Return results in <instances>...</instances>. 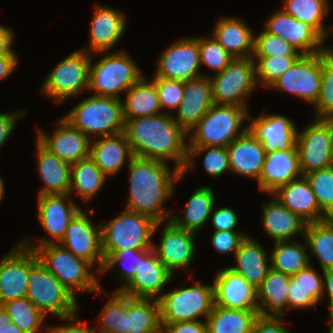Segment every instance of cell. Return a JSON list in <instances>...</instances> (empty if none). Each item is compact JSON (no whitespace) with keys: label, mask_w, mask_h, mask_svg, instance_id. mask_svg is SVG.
Wrapping results in <instances>:
<instances>
[{"label":"cell","mask_w":333,"mask_h":333,"mask_svg":"<svg viewBox=\"0 0 333 333\" xmlns=\"http://www.w3.org/2000/svg\"><path fill=\"white\" fill-rule=\"evenodd\" d=\"M129 192L126 208L149 216L157 222L170 220V210L165 202L174 195L175 182L182 179L179 169L169 168V163L133 156L127 164Z\"/></svg>","instance_id":"6da1fadb"},{"label":"cell","mask_w":333,"mask_h":333,"mask_svg":"<svg viewBox=\"0 0 333 333\" xmlns=\"http://www.w3.org/2000/svg\"><path fill=\"white\" fill-rule=\"evenodd\" d=\"M124 133L133 156L169 163L183 171L188 157V134L175 122L173 115L163 113L151 117L125 120Z\"/></svg>","instance_id":"7a4b0ae2"},{"label":"cell","mask_w":333,"mask_h":333,"mask_svg":"<svg viewBox=\"0 0 333 333\" xmlns=\"http://www.w3.org/2000/svg\"><path fill=\"white\" fill-rule=\"evenodd\" d=\"M99 224H101L102 252L106 260L112 253L126 249H153L152 236L163 222L125 209L112 220Z\"/></svg>","instance_id":"3957f363"},{"label":"cell","mask_w":333,"mask_h":333,"mask_svg":"<svg viewBox=\"0 0 333 333\" xmlns=\"http://www.w3.org/2000/svg\"><path fill=\"white\" fill-rule=\"evenodd\" d=\"M63 118L92 139L124 132L122 99L91 95L81 100ZM92 135V136H91Z\"/></svg>","instance_id":"277c9868"},{"label":"cell","mask_w":333,"mask_h":333,"mask_svg":"<svg viewBox=\"0 0 333 333\" xmlns=\"http://www.w3.org/2000/svg\"><path fill=\"white\" fill-rule=\"evenodd\" d=\"M105 55L92 63L95 55ZM144 74L126 51L116 53L97 52L91 54L88 91L93 95L122 99L119 93H125L137 83Z\"/></svg>","instance_id":"5b68a950"},{"label":"cell","mask_w":333,"mask_h":333,"mask_svg":"<svg viewBox=\"0 0 333 333\" xmlns=\"http://www.w3.org/2000/svg\"><path fill=\"white\" fill-rule=\"evenodd\" d=\"M34 250L40 263L76 298V292L79 291L97 294L104 292L98 278L91 271L93 266L86 260L73 255L59 243L45 244Z\"/></svg>","instance_id":"8992f818"},{"label":"cell","mask_w":333,"mask_h":333,"mask_svg":"<svg viewBox=\"0 0 333 333\" xmlns=\"http://www.w3.org/2000/svg\"><path fill=\"white\" fill-rule=\"evenodd\" d=\"M248 115V108L213 104L189 132L188 145L227 147L247 131L243 125Z\"/></svg>","instance_id":"52a82bcc"},{"label":"cell","mask_w":333,"mask_h":333,"mask_svg":"<svg viewBox=\"0 0 333 333\" xmlns=\"http://www.w3.org/2000/svg\"><path fill=\"white\" fill-rule=\"evenodd\" d=\"M195 281L193 286L176 288L160 295L161 323L200 321L206 318L214 306V286Z\"/></svg>","instance_id":"ba28073f"},{"label":"cell","mask_w":333,"mask_h":333,"mask_svg":"<svg viewBox=\"0 0 333 333\" xmlns=\"http://www.w3.org/2000/svg\"><path fill=\"white\" fill-rule=\"evenodd\" d=\"M27 298L45 315L63 318L78 313L76 298L38 260L28 273Z\"/></svg>","instance_id":"9c48e42d"},{"label":"cell","mask_w":333,"mask_h":333,"mask_svg":"<svg viewBox=\"0 0 333 333\" xmlns=\"http://www.w3.org/2000/svg\"><path fill=\"white\" fill-rule=\"evenodd\" d=\"M214 104L247 108V97L257 89L256 67L252 57L234 58L221 72L209 76Z\"/></svg>","instance_id":"30bf717a"},{"label":"cell","mask_w":333,"mask_h":333,"mask_svg":"<svg viewBox=\"0 0 333 333\" xmlns=\"http://www.w3.org/2000/svg\"><path fill=\"white\" fill-rule=\"evenodd\" d=\"M90 62L91 54L84 50L70 53L46 75L41 92L61 104L64 100L76 97L83 90L87 91Z\"/></svg>","instance_id":"8fae6325"},{"label":"cell","mask_w":333,"mask_h":333,"mask_svg":"<svg viewBox=\"0 0 333 333\" xmlns=\"http://www.w3.org/2000/svg\"><path fill=\"white\" fill-rule=\"evenodd\" d=\"M333 119L315 118L303 131L297 130L296 145L302 175L333 165Z\"/></svg>","instance_id":"7c38bea8"},{"label":"cell","mask_w":333,"mask_h":333,"mask_svg":"<svg viewBox=\"0 0 333 333\" xmlns=\"http://www.w3.org/2000/svg\"><path fill=\"white\" fill-rule=\"evenodd\" d=\"M37 199L39 222L50 237L39 239L37 244L30 243L28 239L20 241L31 249L45 244L59 243L64 237L71 220L82 209L73 201L69 193L39 195Z\"/></svg>","instance_id":"4fadbf2b"},{"label":"cell","mask_w":333,"mask_h":333,"mask_svg":"<svg viewBox=\"0 0 333 333\" xmlns=\"http://www.w3.org/2000/svg\"><path fill=\"white\" fill-rule=\"evenodd\" d=\"M268 88L287 92L314 105L321 89V52L302 54Z\"/></svg>","instance_id":"5bb4252c"},{"label":"cell","mask_w":333,"mask_h":333,"mask_svg":"<svg viewBox=\"0 0 333 333\" xmlns=\"http://www.w3.org/2000/svg\"><path fill=\"white\" fill-rule=\"evenodd\" d=\"M88 214L93 215L94 209L86 212L81 209L74 216L59 244L76 257L89 262L93 267L96 265L98 269L96 273L99 275L105 262L102 252L101 224L94 226Z\"/></svg>","instance_id":"9a60e30c"},{"label":"cell","mask_w":333,"mask_h":333,"mask_svg":"<svg viewBox=\"0 0 333 333\" xmlns=\"http://www.w3.org/2000/svg\"><path fill=\"white\" fill-rule=\"evenodd\" d=\"M38 261L34 249L21 242L0 259V306L27 296L29 269Z\"/></svg>","instance_id":"2e32d148"},{"label":"cell","mask_w":333,"mask_h":333,"mask_svg":"<svg viewBox=\"0 0 333 333\" xmlns=\"http://www.w3.org/2000/svg\"><path fill=\"white\" fill-rule=\"evenodd\" d=\"M155 76L187 81L201 76L198 37H187L171 43L157 61Z\"/></svg>","instance_id":"e0dca14e"},{"label":"cell","mask_w":333,"mask_h":333,"mask_svg":"<svg viewBox=\"0 0 333 333\" xmlns=\"http://www.w3.org/2000/svg\"><path fill=\"white\" fill-rule=\"evenodd\" d=\"M264 27L266 32L279 36L301 54L326 51L325 38L314 27L297 20L282 9L272 13L264 22Z\"/></svg>","instance_id":"ac0fdd59"},{"label":"cell","mask_w":333,"mask_h":333,"mask_svg":"<svg viewBox=\"0 0 333 333\" xmlns=\"http://www.w3.org/2000/svg\"><path fill=\"white\" fill-rule=\"evenodd\" d=\"M174 275L151 250H140V267L131 280L119 291L133 298L159 299L166 284Z\"/></svg>","instance_id":"d6986e66"},{"label":"cell","mask_w":333,"mask_h":333,"mask_svg":"<svg viewBox=\"0 0 333 333\" xmlns=\"http://www.w3.org/2000/svg\"><path fill=\"white\" fill-rule=\"evenodd\" d=\"M167 223V224H166ZM160 235V243L153 245L158 259L174 275L178 269H186L196 255V233L177 227L167 220Z\"/></svg>","instance_id":"ffe728a7"},{"label":"cell","mask_w":333,"mask_h":333,"mask_svg":"<svg viewBox=\"0 0 333 333\" xmlns=\"http://www.w3.org/2000/svg\"><path fill=\"white\" fill-rule=\"evenodd\" d=\"M55 125L52 135L37 129L35 138L51 153L69 164L89 157L91 138L74 128L63 117Z\"/></svg>","instance_id":"44dd1931"},{"label":"cell","mask_w":333,"mask_h":333,"mask_svg":"<svg viewBox=\"0 0 333 333\" xmlns=\"http://www.w3.org/2000/svg\"><path fill=\"white\" fill-rule=\"evenodd\" d=\"M248 120L251 122L247 130L263 144L266 153L292 149L296 145L298 128L290 118L262 112L256 118L248 115Z\"/></svg>","instance_id":"7402d4cb"},{"label":"cell","mask_w":333,"mask_h":333,"mask_svg":"<svg viewBox=\"0 0 333 333\" xmlns=\"http://www.w3.org/2000/svg\"><path fill=\"white\" fill-rule=\"evenodd\" d=\"M126 16L114 7L95 4L90 25L88 46L81 49L90 54L107 52L122 38L126 30Z\"/></svg>","instance_id":"603a6c76"},{"label":"cell","mask_w":333,"mask_h":333,"mask_svg":"<svg viewBox=\"0 0 333 333\" xmlns=\"http://www.w3.org/2000/svg\"><path fill=\"white\" fill-rule=\"evenodd\" d=\"M213 104L209 76L187 80L184 82L183 98L176 110L177 115L173 119L189 134Z\"/></svg>","instance_id":"cb8c5ba5"},{"label":"cell","mask_w":333,"mask_h":333,"mask_svg":"<svg viewBox=\"0 0 333 333\" xmlns=\"http://www.w3.org/2000/svg\"><path fill=\"white\" fill-rule=\"evenodd\" d=\"M215 275L214 304L240 310H258L257 289L228 266Z\"/></svg>","instance_id":"d4e9b609"},{"label":"cell","mask_w":333,"mask_h":333,"mask_svg":"<svg viewBox=\"0 0 333 333\" xmlns=\"http://www.w3.org/2000/svg\"><path fill=\"white\" fill-rule=\"evenodd\" d=\"M301 176L299 152L295 145L292 149L266 153L257 183L261 192L271 195L279 187Z\"/></svg>","instance_id":"484cf974"},{"label":"cell","mask_w":333,"mask_h":333,"mask_svg":"<svg viewBox=\"0 0 333 333\" xmlns=\"http://www.w3.org/2000/svg\"><path fill=\"white\" fill-rule=\"evenodd\" d=\"M271 196H275L307 224L327 219V216L320 210L316 196L305 175L279 187Z\"/></svg>","instance_id":"4316f807"},{"label":"cell","mask_w":333,"mask_h":333,"mask_svg":"<svg viewBox=\"0 0 333 333\" xmlns=\"http://www.w3.org/2000/svg\"><path fill=\"white\" fill-rule=\"evenodd\" d=\"M261 207L262 228L274 243L294 240L296 235L304 237L307 223L286 208L275 196L267 203H262Z\"/></svg>","instance_id":"83f0119b"},{"label":"cell","mask_w":333,"mask_h":333,"mask_svg":"<svg viewBox=\"0 0 333 333\" xmlns=\"http://www.w3.org/2000/svg\"><path fill=\"white\" fill-rule=\"evenodd\" d=\"M227 149L230 172L258 181L266 155L263 144L247 130L234 139Z\"/></svg>","instance_id":"f1b7e54d"},{"label":"cell","mask_w":333,"mask_h":333,"mask_svg":"<svg viewBox=\"0 0 333 333\" xmlns=\"http://www.w3.org/2000/svg\"><path fill=\"white\" fill-rule=\"evenodd\" d=\"M89 157L108 177L122 169L133 158L124 132L91 140ZM127 160V161H126Z\"/></svg>","instance_id":"f546056e"},{"label":"cell","mask_w":333,"mask_h":333,"mask_svg":"<svg viewBox=\"0 0 333 333\" xmlns=\"http://www.w3.org/2000/svg\"><path fill=\"white\" fill-rule=\"evenodd\" d=\"M268 256L265 247L247 235L234 255L236 265L229 268L258 289L271 269V258Z\"/></svg>","instance_id":"4dcf8cb0"},{"label":"cell","mask_w":333,"mask_h":333,"mask_svg":"<svg viewBox=\"0 0 333 333\" xmlns=\"http://www.w3.org/2000/svg\"><path fill=\"white\" fill-rule=\"evenodd\" d=\"M254 34L244 20L231 16L219 18L212 32V36L234 58L253 56Z\"/></svg>","instance_id":"1f68e13d"},{"label":"cell","mask_w":333,"mask_h":333,"mask_svg":"<svg viewBox=\"0 0 333 333\" xmlns=\"http://www.w3.org/2000/svg\"><path fill=\"white\" fill-rule=\"evenodd\" d=\"M38 173L44 186L39 195L69 193L71 164L61 160L36 140Z\"/></svg>","instance_id":"d6a6232c"},{"label":"cell","mask_w":333,"mask_h":333,"mask_svg":"<svg viewBox=\"0 0 333 333\" xmlns=\"http://www.w3.org/2000/svg\"><path fill=\"white\" fill-rule=\"evenodd\" d=\"M291 276L273 270L268 271L257 289L258 314L284 317L288 311V288Z\"/></svg>","instance_id":"836d02e7"},{"label":"cell","mask_w":333,"mask_h":333,"mask_svg":"<svg viewBox=\"0 0 333 333\" xmlns=\"http://www.w3.org/2000/svg\"><path fill=\"white\" fill-rule=\"evenodd\" d=\"M215 192L210 186H200L188 198L182 211V217L171 215L170 220L184 230L198 233L202 226L210 220V216L215 207Z\"/></svg>","instance_id":"e575fe53"},{"label":"cell","mask_w":333,"mask_h":333,"mask_svg":"<svg viewBox=\"0 0 333 333\" xmlns=\"http://www.w3.org/2000/svg\"><path fill=\"white\" fill-rule=\"evenodd\" d=\"M125 93V99L122 100L124 120L151 117L163 113L157 89L154 83L145 76Z\"/></svg>","instance_id":"d590c367"},{"label":"cell","mask_w":333,"mask_h":333,"mask_svg":"<svg viewBox=\"0 0 333 333\" xmlns=\"http://www.w3.org/2000/svg\"><path fill=\"white\" fill-rule=\"evenodd\" d=\"M160 306L157 299L126 295V333H159Z\"/></svg>","instance_id":"8d00e7d4"},{"label":"cell","mask_w":333,"mask_h":333,"mask_svg":"<svg viewBox=\"0 0 333 333\" xmlns=\"http://www.w3.org/2000/svg\"><path fill=\"white\" fill-rule=\"evenodd\" d=\"M107 176L87 157L71 164L69 194L72 196L74 191L84 202L91 201L94 196L103 188Z\"/></svg>","instance_id":"74e56055"},{"label":"cell","mask_w":333,"mask_h":333,"mask_svg":"<svg viewBox=\"0 0 333 333\" xmlns=\"http://www.w3.org/2000/svg\"><path fill=\"white\" fill-rule=\"evenodd\" d=\"M258 310H240L218 305L206 318L207 333H251Z\"/></svg>","instance_id":"f35d334b"},{"label":"cell","mask_w":333,"mask_h":333,"mask_svg":"<svg viewBox=\"0 0 333 333\" xmlns=\"http://www.w3.org/2000/svg\"><path fill=\"white\" fill-rule=\"evenodd\" d=\"M296 240L275 242L271 248V268L289 276H293L300 270L307 268L311 263L307 254V243Z\"/></svg>","instance_id":"ab89813d"},{"label":"cell","mask_w":333,"mask_h":333,"mask_svg":"<svg viewBox=\"0 0 333 333\" xmlns=\"http://www.w3.org/2000/svg\"><path fill=\"white\" fill-rule=\"evenodd\" d=\"M328 0H283L282 10L301 22L314 27L325 39L333 32V24L323 23L329 10ZM330 31V32H329Z\"/></svg>","instance_id":"60d3db41"},{"label":"cell","mask_w":333,"mask_h":333,"mask_svg":"<svg viewBox=\"0 0 333 333\" xmlns=\"http://www.w3.org/2000/svg\"><path fill=\"white\" fill-rule=\"evenodd\" d=\"M304 239L310 255L317 257L322 270L333 268V225L326 219L309 223Z\"/></svg>","instance_id":"b9f144b4"},{"label":"cell","mask_w":333,"mask_h":333,"mask_svg":"<svg viewBox=\"0 0 333 333\" xmlns=\"http://www.w3.org/2000/svg\"><path fill=\"white\" fill-rule=\"evenodd\" d=\"M12 323L16 324L24 333H38L46 315L40 311L27 297L9 300L1 305Z\"/></svg>","instance_id":"7bdbcfd3"},{"label":"cell","mask_w":333,"mask_h":333,"mask_svg":"<svg viewBox=\"0 0 333 333\" xmlns=\"http://www.w3.org/2000/svg\"><path fill=\"white\" fill-rule=\"evenodd\" d=\"M205 153L203 159V168L209 176L218 177L225 172L230 171L229 156L227 147L223 146H202L188 145V157L186 165L182 171V175L192 169L195 164L194 160L197 156Z\"/></svg>","instance_id":"ee69618b"},{"label":"cell","mask_w":333,"mask_h":333,"mask_svg":"<svg viewBox=\"0 0 333 333\" xmlns=\"http://www.w3.org/2000/svg\"><path fill=\"white\" fill-rule=\"evenodd\" d=\"M100 314L96 325L100 333H126V295L115 290Z\"/></svg>","instance_id":"f6af8a7d"},{"label":"cell","mask_w":333,"mask_h":333,"mask_svg":"<svg viewBox=\"0 0 333 333\" xmlns=\"http://www.w3.org/2000/svg\"><path fill=\"white\" fill-rule=\"evenodd\" d=\"M313 107L315 118L333 119V59L327 51L321 52V89Z\"/></svg>","instance_id":"bcb514c9"},{"label":"cell","mask_w":333,"mask_h":333,"mask_svg":"<svg viewBox=\"0 0 333 333\" xmlns=\"http://www.w3.org/2000/svg\"><path fill=\"white\" fill-rule=\"evenodd\" d=\"M301 55L283 57H252L256 67L258 86L268 88L278 77L286 72Z\"/></svg>","instance_id":"7dc6e473"},{"label":"cell","mask_w":333,"mask_h":333,"mask_svg":"<svg viewBox=\"0 0 333 333\" xmlns=\"http://www.w3.org/2000/svg\"><path fill=\"white\" fill-rule=\"evenodd\" d=\"M320 210L328 217L333 213V165L305 174Z\"/></svg>","instance_id":"c3c4849f"},{"label":"cell","mask_w":333,"mask_h":333,"mask_svg":"<svg viewBox=\"0 0 333 333\" xmlns=\"http://www.w3.org/2000/svg\"><path fill=\"white\" fill-rule=\"evenodd\" d=\"M198 46L201 67L206 66L214 74L223 71L234 59L212 35L208 38L198 36Z\"/></svg>","instance_id":"681fc988"},{"label":"cell","mask_w":333,"mask_h":333,"mask_svg":"<svg viewBox=\"0 0 333 333\" xmlns=\"http://www.w3.org/2000/svg\"><path fill=\"white\" fill-rule=\"evenodd\" d=\"M284 55H302L294 46L279 36L264 29L254 34V52L252 57H283Z\"/></svg>","instance_id":"f907efd6"},{"label":"cell","mask_w":333,"mask_h":333,"mask_svg":"<svg viewBox=\"0 0 333 333\" xmlns=\"http://www.w3.org/2000/svg\"><path fill=\"white\" fill-rule=\"evenodd\" d=\"M128 261V262H127ZM122 264L123 270H116L119 275L118 278L120 281H124L123 285L116 289L119 291L124 285H126L131 278L135 275L138 268L140 267V250L126 249L121 252L112 253L104 262L103 268L99 274L101 277L102 274H105L108 270L112 271L114 267L119 264ZM127 262V263H126ZM127 264V265H126Z\"/></svg>","instance_id":"816d5d0a"},{"label":"cell","mask_w":333,"mask_h":333,"mask_svg":"<svg viewBox=\"0 0 333 333\" xmlns=\"http://www.w3.org/2000/svg\"><path fill=\"white\" fill-rule=\"evenodd\" d=\"M151 81L157 89L162 111L168 108L169 112L167 113L171 114V111L177 110L183 98L184 81L157 76H154Z\"/></svg>","instance_id":"f5cc1de1"},{"label":"cell","mask_w":333,"mask_h":333,"mask_svg":"<svg viewBox=\"0 0 333 333\" xmlns=\"http://www.w3.org/2000/svg\"><path fill=\"white\" fill-rule=\"evenodd\" d=\"M249 235L242 231H214L211 238V244L216 252L221 254H229L233 252V256L239 249L241 242Z\"/></svg>","instance_id":"db71d44e"},{"label":"cell","mask_w":333,"mask_h":333,"mask_svg":"<svg viewBox=\"0 0 333 333\" xmlns=\"http://www.w3.org/2000/svg\"><path fill=\"white\" fill-rule=\"evenodd\" d=\"M291 277L298 285L303 286L318 303L322 301L323 277L311 264Z\"/></svg>","instance_id":"11a10c76"},{"label":"cell","mask_w":333,"mask_h":333,"mask_svg":"<svg viewBox=\"0 0 333 333\" xmlns=\"http://www.w3.org/2000/svg\"><path fill=\"white\" fill-rule=\"evenodd\" d=\"M319 304L303 287L297 284V282L291 277L290 285L288 288V310L307 309L310 307L316 308Z\"/></svg>","instance_id":"9f6ffc18"},{"label":"cell","mask_w":333,"mask_h":333,"mask_svg":"<svg viewBox=\"0 0 333 333\" xmlns=\"http://www.w3.org/2000/svg\"><path fill=\"white\" fill-rule=\"evenodd\" d=\"M78 315L77 313L67 316V317H63V318H59L60 320H62L63 325H55V326H50L48 325V327L43 326L44 329L46 330L45 333H100L97 330V326H93V327H89V325L87 324V322L85 323V321H80L79 319H77Z\"/></svg>","instance_id":"6f0895ef"},{"label":"cell","mask_w":333,"mask_h":333,"mask_svg":"<svg viewBox=\"0 0 333 333\" xmlns=\"http://www.w3.org/2000/svg\"><path fill=\"white\" fill-rule=\"evenodd\" d=\"M210 220L214 231H236L238 216L232 208L222 207L212 210Z\"/></svg>","instance_id":"680465c9"},{"label":"cell","mask_w":333,"mask_h":333,"mask_svg":"<svg viewBox=\"0 0 333 333\" xmlns=\"http://www.w3.org/2000/svg\"><path fill=\"white\" fill-rule=\"evenodd\" d=\"M283 321V317L259 315L255 319L251 333H291V331L287 330L284 324H282Z\"/></svg>","instance_id":"91938a15"},{"label":"cell","mask_w":333,"mask_h":333,"mask_svg":"<svg viewBox=\"0 0 333 333\" xmlns=\"http://www.w3.org/2000/svg\"><path fill=\"white\" fill-rule=\"evenodd\" d=\"M26 113V110L0 112V148L10 139L14 129H16V123Z\"/></svg>","instance_id":"94428289"},{"label":"cell","mask_w":333,"mask_h":333,"mask_svg":"<svg viewBox=\"0 0 333 333\" xmlns=\"http://www.w3.org/2000/svg\"><path fill=\"white\" fill-rule=\"evenodd\" d=\"M163 333H207L205 320L178 323H161Z\"/></svg>","instance_id":"6125c7cd"},{"label":"cell","mask_w":333,"mask_h":333,"mask_svg":"<svg viewBox=\"0 0 333 333\" xmlns=\"http://www.w3.org/2000/svg\"><path fill=\"white\" fill-rule=\"evenodd\" d=\"M14 32L11 28L0 24V55L16 54L12 49L14 42Z\"/></svg>","instance_id":"be15d7a7"},{"label":"cell","mask_w":333,"mask_h":333,"mask_svg":"<svg viewBox=\"0 0 333 333\" xmlns=\"http://www.w3.org/2000/svg\"><path fill=\"white\" fill-rule=\"evenodd\" d=\"M19 59L17 54L0 55V80H3L12 73L18 66Z\"/></svg>","instance_id":"e7e4bbea"},{"label":"cell","mask_w":333,"mask_h":333,"mask_svg":"<svg viewBox=\"0 0 333 333\" xmlns=\"http://www.w3.org/2000/svg\"><path fill=\"white\" fill-rule=\"evenodd\" d=\"M322 273L324 274L322 298H324L326 295L329 297V303H327V306L329 308V311L332 312L333 311V268L322 270Z\"/></svg>","instance_id":"03108f58"},{"label":"cell","mask_w":333,"mask_h":333,"mask_svg":"<svg viewBox=\"0 0 333 333\" xmlns=\"http://www.w3.org/2000/svg\"><path fill=\"white\" fill-rule=\"evenodd\" d=\"M0 333H24L16 324L12 323L6 310L0 306Z\"/></svg>","instance_id":"003e7915"},{"label":"cell","mask_w":333,"mask_h":333,"mask_svg":"<svg viewBox=\"0 0 333 333\" xmlns=\"http://www.w3.org/2000/svg\"><path fill=\"white\" fill-rule=\"evenodd\" d=\"M328 320H329V324H330L328 333H333V311L329 312Z\"/></svg>","instance_id":"a7ac6f4b"},{"label":"cell","mask_w":333,"mask_h":333,"mask_svg":"<svg viewBox=\"0 0 333 333\" xmlns=\"http://www.w3.org/2000/svg\"><path fill=\"white\" fill-rule=\"evenodd\" d=\"M4 180H3V178L1 177V175H0V202H1V200L3 199V197H4V193H5V189H4V182H3Z\"/></svg>","instance_id":"89a4df30"},{"label":"cell","mask_w":333,"mask_h":333,"mask_svg":"<svg viewBox=\"0 0 333 333\" xmlns=\"http://www.w3.org/2000/svg\"><path fill=\"white\" fill-rule=\"evenodd\" d=\"M328 55L333 59V47H326Z\"/></svg>","instance_id":"2644e50d"},{"label":"cell","mask_w":333,"mask_h":333,"mask_svg":"<svg viewBox=\"0 0 333 333\" xmlns=\"http://www.w3.org/2000/svg\"><path fill=\"white\" fill-rule=\"evenodd\" d=\"M327 219L332 223V225H333V213L332 214H330L328 217H327Z\"/></svg>","instance_id":"8c879c8a"}]
</instances>
